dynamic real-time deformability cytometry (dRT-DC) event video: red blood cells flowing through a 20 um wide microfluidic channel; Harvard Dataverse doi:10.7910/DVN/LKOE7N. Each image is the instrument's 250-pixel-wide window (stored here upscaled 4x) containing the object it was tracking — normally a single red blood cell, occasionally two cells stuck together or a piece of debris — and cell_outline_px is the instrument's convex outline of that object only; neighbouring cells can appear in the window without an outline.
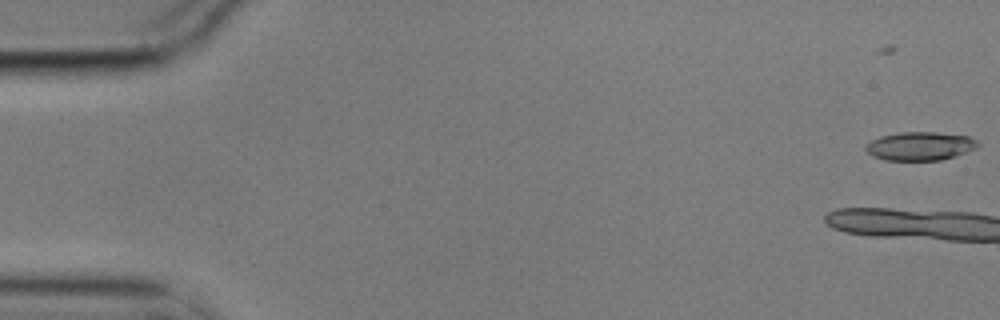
{"species": "common noctule bat (a hibernating species)", "species_latin": "Nyctalus noctula", "temperature_condition": "cold", "stored_images_in_passage": 7, "camera_frame_rate_fps": 3000, "um_per_image_px": 0.085, "animal": {"sex": "male", "body_mass_g": 17.9}, "frame": {"image": 1, "passage_image": 2, "time_ms": 0.333, "image_size_px": [1000, 320], "cell_outline_px": [[980, 144], [976, 148], [940, 160], [884, 160], [872, 156], [864, 148], [872, 140], [880, 136], [900, 132], [936, 132], [968, 136], [976, 140]], "centroid_in_image_um": [78.18, 12.41], "position_along_channel_um": 6.8, "area_um2": 18.44}}